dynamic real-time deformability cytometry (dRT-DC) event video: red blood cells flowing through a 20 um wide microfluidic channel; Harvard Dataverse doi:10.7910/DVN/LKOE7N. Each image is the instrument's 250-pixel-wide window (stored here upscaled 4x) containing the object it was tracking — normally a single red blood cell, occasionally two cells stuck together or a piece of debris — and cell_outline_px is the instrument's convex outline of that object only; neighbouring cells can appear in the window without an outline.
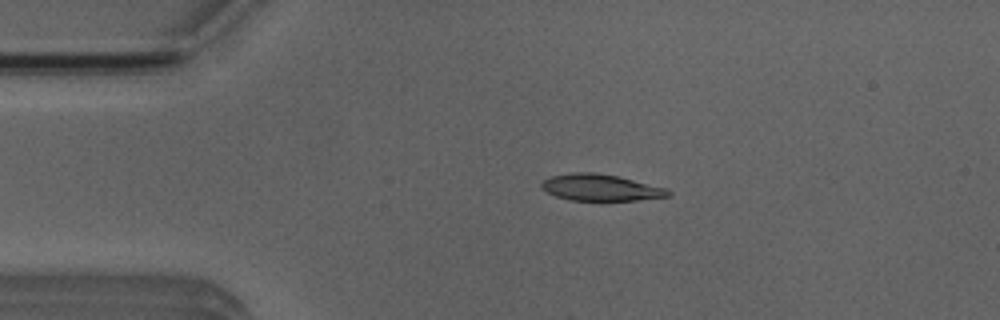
{"species": "Egyptian fruit bat (a non-hibernating species)", "species_latin": "Rousettus aegyptiacus", "temperature_condition": "room temperature", "stored_images_in_passage": 23, "camera_frame_rate_fps": 3000, "um_per_image_px": 0.085, "animal": {"sex": "male"}, "frame": {"image": 1, "passage_image": 10, "time_ms": 3.0, "image_size_px": [1000, 320], "cell_outline_px": [[672, 196], [636, 200], [568, 200], [556, 196], [548, 192], [540, 184], [544, 180], [552, 176], [576, 172], [592, 172], [616, 176], [668, 188], [672, 192]], "centroid_in_image_um": [51.11, 15.95], "position_along_channel_um": 33.9, "area_um2": 19.36}}
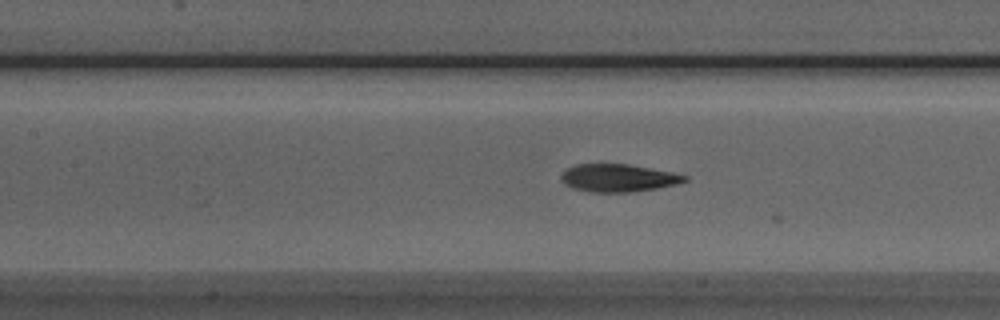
{"frame": {"image": 2, "passage_image": 22, "time_ms": 7.0, "image_size_px": [1000, 320], "cell_outline_px": [[688, 180], [676, 184], [656, 188], [632, 192], [588, 192], [572, 188], [564, 184], [560, 180], [560, 176], [568, 168], [576, 164], [628, 164], [672, 172], [688, 176]], "centroid_in_image_um": [52.52, 15.13], "position_along_channel_um": 154.9, "area_um2": 19.94}}